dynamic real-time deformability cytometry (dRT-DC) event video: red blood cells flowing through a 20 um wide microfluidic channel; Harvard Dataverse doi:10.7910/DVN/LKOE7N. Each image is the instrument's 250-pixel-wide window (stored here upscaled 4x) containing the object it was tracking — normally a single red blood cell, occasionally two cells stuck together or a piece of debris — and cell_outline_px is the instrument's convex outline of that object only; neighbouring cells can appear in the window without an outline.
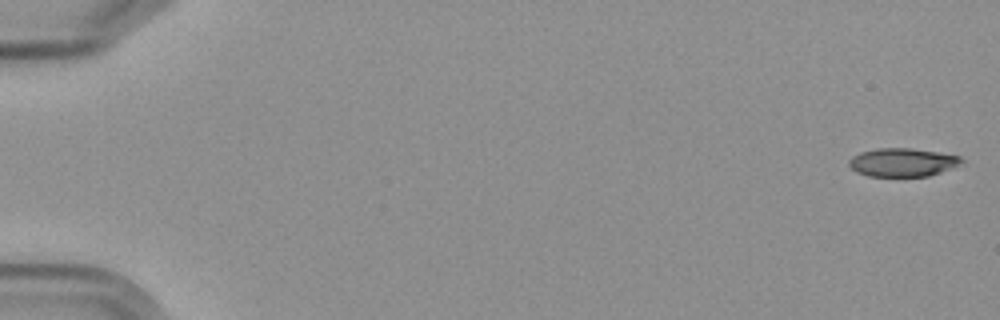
{"species": "Egyptian fruit bat (a non-hibernating species)", "species_latin": "Rousettus aegyptiacus", "temperature_condition": "cold", "stored_images_in_passage": 5, "camera_frame_rate_fps": 3000, "um_per_image_px": 0.085, "frame": {"image": 1, "passage_image": 1, "time_ms": 0.0, "image_size_px": [1000, 320], "cell_outline_px": [[964, 160], [952, 168], [928, 176], [868, 176], [856, 172], [848, 164], [848, 160], [852, 156], [860, 152], [876, 148], [912, 148], [960, 156]], "centroid_in_image_um": [76.67, 13.79], "position_along_channel_um": 8.3, "area_um2": 18.55}}